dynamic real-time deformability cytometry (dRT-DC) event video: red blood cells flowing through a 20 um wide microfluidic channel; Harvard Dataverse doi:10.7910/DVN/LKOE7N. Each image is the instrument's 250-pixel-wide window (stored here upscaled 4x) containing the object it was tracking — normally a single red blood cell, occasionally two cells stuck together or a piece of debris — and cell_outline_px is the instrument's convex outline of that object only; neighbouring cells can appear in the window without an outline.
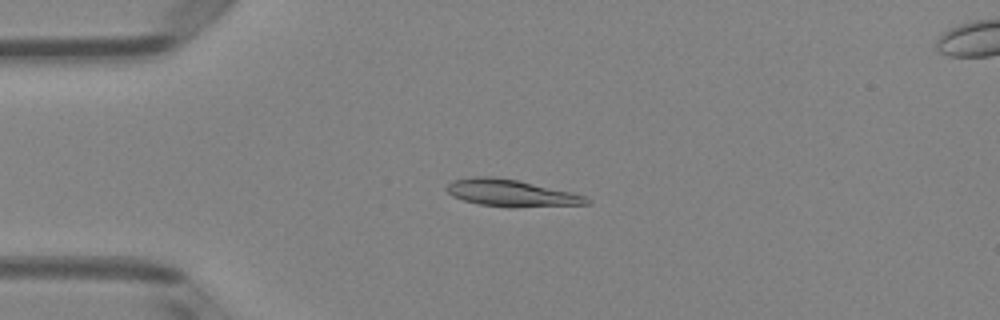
{"species": "Egyptian fruit bat (a non-hibernating species)", "species_latin": "Rousettus aegyptiacus", "temperature_condition": "room temperature", "stored_images_in_passage": 50, "camera_frame_rate_fps": 3000, "um_per_image_px": 0.085, "animal": {"sex": "female"}, "frame": {"image": 1, "passage_image": 12, "time_ms": 3.667, "image_size_px": [1000, 320], "cell_outline_px": [[592, 204], [512, 208], [508, 208], [480, 204], [464, 200], [452, 196], [444, 188], [452, 180], [476, 176], [488, 176], [516, 180], [572, 192], [584, 196], [592, 200]], "centroid_in_image_um": [43.46, 16.42], "position_along_channel_um": 41.5, "area_um2": 22.08}}
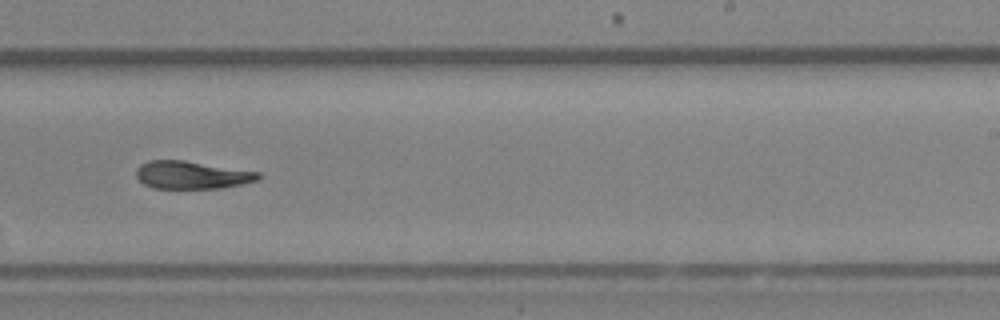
{"frame": {"image": 2, "passage_image": 31, "time_ms": 10.0, "image_size_px": [1000, 320], "cell_outline_px": [[264, 176], [260, 180], [244, 184], [220, 188], [152, 188], [144, 184], [136, 176], [136, 168], [140, 164], [148, 160], [184, 160], [260, 172]], "centroid_in_image_um": [16.34, 14.87], "position_along_channel_um": 272.7, "area_um2": 20.0}}
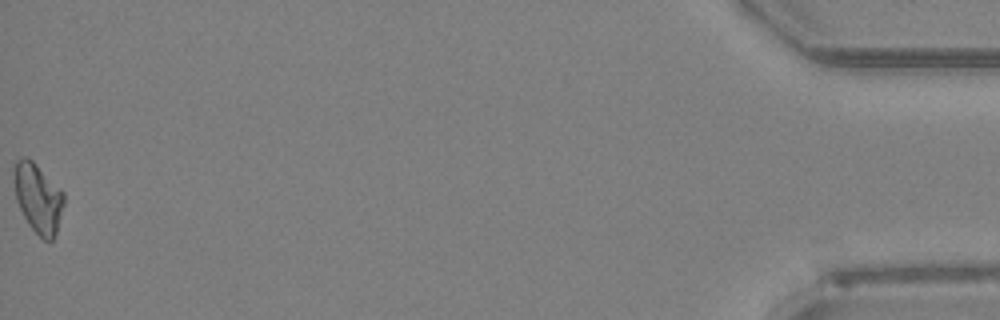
{"frame": {"image": 3, "passage_image": 50, "time_ms": 16.333, "image_size_px": [1000, 320], "cell_outline_px": [[64, 204], [56, 232], [52, 240], [44, 240], [28, 224], [16, 200], [12, 172], [12, 168], [16, 160], [24, 156], [28, 156], [64, 192]], "centroid_in_image_um": [3.21, 16.79], "position_along_channel_um": 432.0, "area_um2": 20.23}}